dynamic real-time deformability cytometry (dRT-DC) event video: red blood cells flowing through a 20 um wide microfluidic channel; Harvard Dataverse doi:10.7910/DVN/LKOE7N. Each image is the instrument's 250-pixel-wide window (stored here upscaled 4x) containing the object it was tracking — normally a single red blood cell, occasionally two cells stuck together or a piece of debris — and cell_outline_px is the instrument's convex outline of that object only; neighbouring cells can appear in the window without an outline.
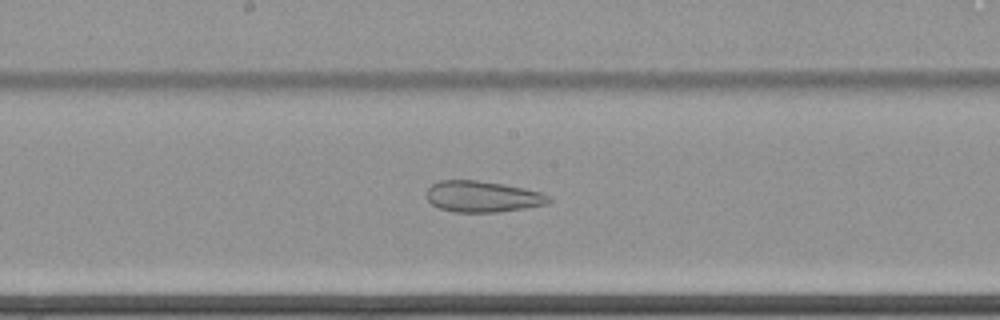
{"species": "common noctule bat (a hibernating species)", "species_latin": "Nyctalus noctula", "temperature_condition": "cold", "stored_images_in_passage": 64, "camera_frame_rate_fps": 3000, "um_per_image_px": 0.085, "animal": {"sex": "female", "body_mass_g": 22.7, "forearm_length_mm": 54.2}, "frame": {"image": 1, "passage_image": 37, "time_ms": 12.0, "image_size_px": [1000, 320], "cell_outline_px": [[552, 200], [548, 204], [524, 208], [496, 212], [456, 212], [440, 208], [432, 204], [428, 200], [428, 188], [432, 184], [440, 180], [476, 180], [504, 184], [524, 188], [540, 192], [548, 196]], "centroid_in_image_um": [41.03, 16.7], "position_along_channel_um": 207.2, "area_um2": 22.02}}
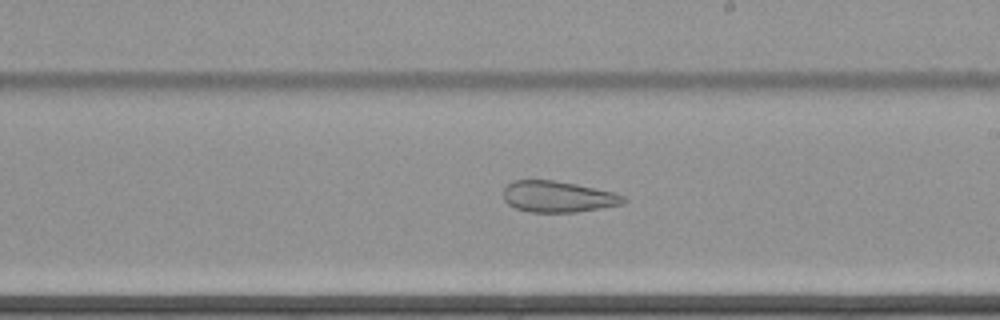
{"frame": {"image": 2, "passage_image": 40, "time_ms": 13.0, "image_size_px": [1000, 320], "cell_outline_px": [[628, 200], [624, 204], [576, 212], [528, 212], [516, 208], [508, 204], [504, 200], [504, 188], [512, 180], [552, 180], [576, 184], [612, 192], [624, 196]], "centroid_in_image_um": [47.42, 16.72], "position_along_channel_um": 241.6, "area_um2": 21.79}}
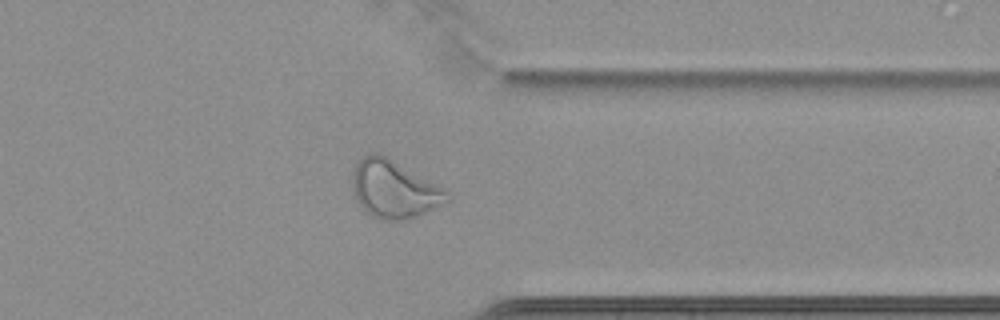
{"frame": {"image": 3, "passage_image": 52, "time_ms": 17.0, "image_size_px": [1000, 320], "cell_outline_px": [[452, 200], [420, 216], [404, 220], [380, 220], [372, 216], [356, 200], [352, 184], [352, 176], [356, 164], [364, 156], [372, 152], [376, 152], [392, 160], [444, 188], [452, 196]], "centroid_in_image_um": [33.53, 16.12], "position_along_channel_um": 377.9, "area_um2": 31.67}}